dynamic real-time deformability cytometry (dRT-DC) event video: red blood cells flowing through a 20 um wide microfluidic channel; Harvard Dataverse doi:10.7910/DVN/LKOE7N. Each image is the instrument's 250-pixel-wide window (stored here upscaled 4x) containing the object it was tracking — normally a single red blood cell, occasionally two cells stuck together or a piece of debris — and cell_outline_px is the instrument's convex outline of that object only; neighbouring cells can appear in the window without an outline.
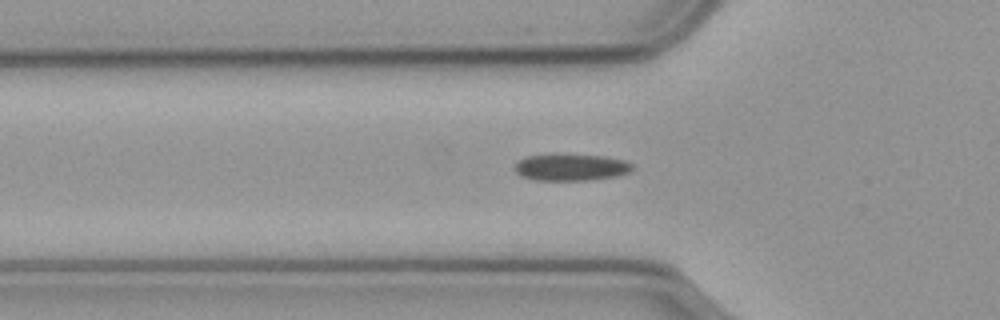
{"species": "common noctule bat (a hibernating species)", "species_latin": "Nyctalus noctula", "temperature_condition": "cold", "stored_images_in_passage": 39, "camera_frame_rate_fps": 3000, "um_per_image_px": 0.085, "animal": {"sex": "male", "body_mass_g": 23.1, "forearm_length_mm": 52.7}, "frame": {"image": 1, "passage_image": 7, "time_ms": 2.0, "image_size_px": [1000, 320], "cell_outline_px": [[632, 168], [628, 172], [616, 176], [588, 180], [536, 180], [520, 176], [512, 168], [520, 160], [528, 156], [552, 152], [600, 156], [624, 160], [632, 164]], "centroid_in_image_um": [48.46, 14.19], "position_along_channel_um": 77.3, "area_um2": 18.67}}
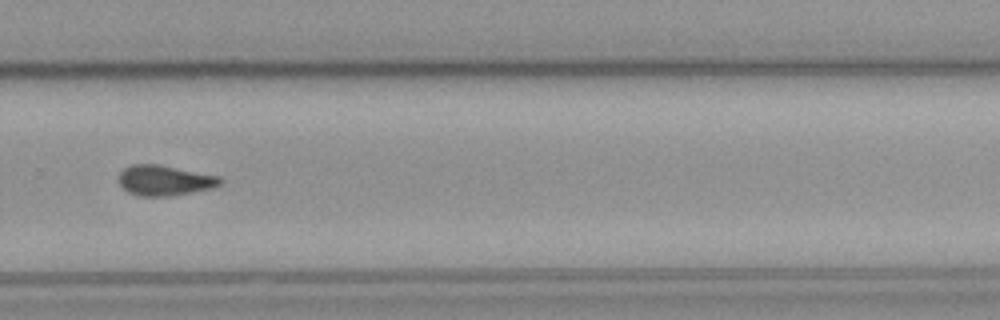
{"frame": {"image": 2, "passage_image": 27, "time_ms": 8.667, "image_size_px": [1000, 320], "cell_outline_px": [[224, 180], [220, 184], [212, 188], [168, 196], [136, 196], [128, 192], [120, 184], [120, 172], [124, 168], [132, 164], [160, 164], [220, 176]], "centroid_in_image_um": [14.0, 15.32], "position_along_channel_um": 315.8, "area_um2": 17.92}}
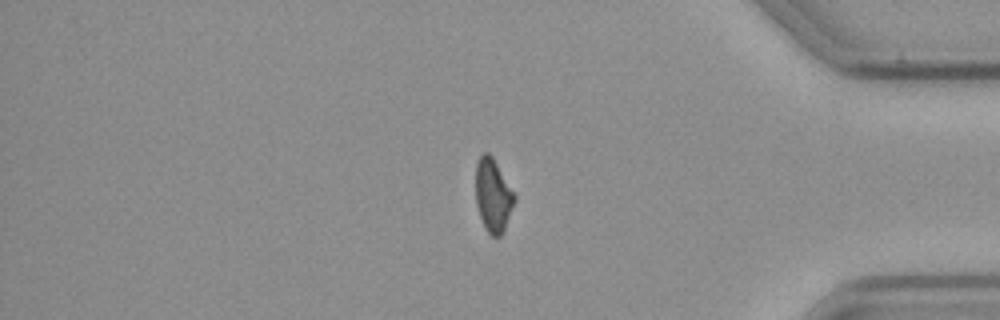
{"frame": {"image": 3, "passage_image": 36, "time_ms": 11.667, "image_size_px": [1000, 320], "cell_outline_px": [[516, 200], [504, 232], [500, 236], [492, 236], [484, 228], [476, 204], [476, 164], [480, 156], [484, 152], [488, 152], [492, 156], [516, 192]], "centroid_in_image_um": [41.94, 16.61], "position_along_channel_um": 393.3, "area_um2": 16.94}, "authors_computed_cell_mechanics": {"area_um2": 18.1492, "velocity_mm_per_s": 3.5613, "shape_relaxation_time_tau1_ms": 10.2218, "shape_relaxation_time_tau2_ms": null, "deformation_change_tau1": 0.1606, "deformation_change_tau2": null}}